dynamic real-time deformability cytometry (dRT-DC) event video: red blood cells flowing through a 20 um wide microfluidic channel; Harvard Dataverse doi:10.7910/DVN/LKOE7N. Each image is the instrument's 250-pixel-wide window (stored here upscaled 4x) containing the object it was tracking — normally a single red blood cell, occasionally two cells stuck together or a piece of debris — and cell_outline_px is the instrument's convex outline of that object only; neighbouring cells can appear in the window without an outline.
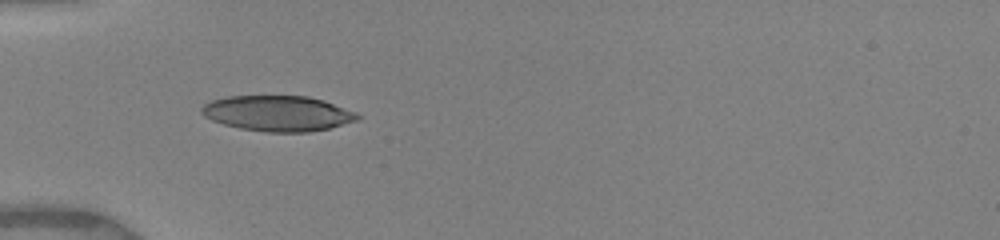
{"species": "human", "species_latin": "Homo sapiens", "temperature_condition": "warm", "stored_images_in_passage": 22, "camera_frame_rate_fps": 3000, "um_per_image_px": 0.085, "donor": {"sex": "female"}, "frame": {"image": 1, "passage_image": 1, "time_ms": 0.0, "image_size_px": [1000, 240], "cell_outline_px": [[360, 120], [328, 128], [308, 132], [264, 132], [240, 128], [224, 124], [212, 120], [204, 116], [200, 112], [200, 108], [204, 104], [212, 100], [228, 96], [308, 96], [324, 100], [356, 112], [360, 116]], "centroid_in_image_um": [23.61, 9.63], "position_along_channel_um": 61.4, "area_um2": 32.31}}
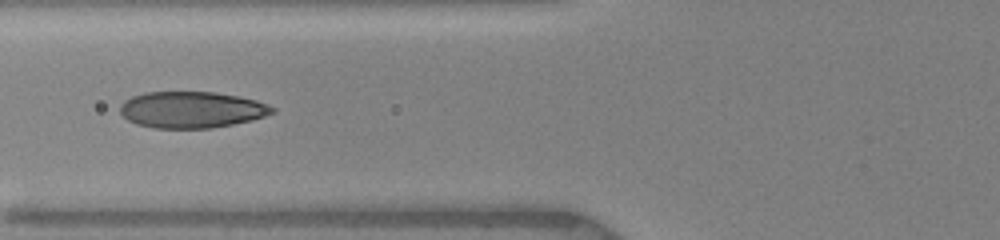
{"frame": {"image": 2, "passage_image": 7, "time_ms": 1.333, "image_size_px": [1000, 240], "cell_outline_px": [[276, 112], [252, 120], [212, 128], [156, 128], [136, 124], [128, 120], [120, 112], [120, 104], [124, 100], [132, 96], [144, 92], [216, 92], [240, 96], [256, 100], [276, 108]], "centroid_in_image_um": [16.29, 9.32], "position_along_channel_um": 109.5, "area_um2": 32.43}}
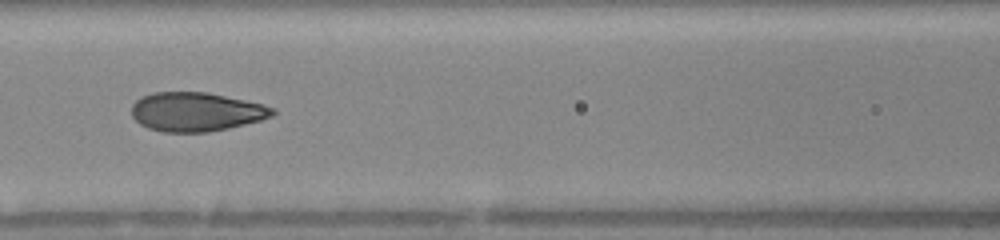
{"frame": {"image": 3, "passage_image": 13, "time_ms": 2.333, "image_size_px": [1000, 240], "cell_outline_px": [[276, 112], [272, 116], [260, 120], [228, 128], [208, 132], [164, 132], [148, 128], [140, 124], [132, 116], [132, 104], [140, 96], [152, 92], [208, 92], [264, 104], [276, 108]], "centroid_in_image_um": [16.67, 9.49], "position_along_channel_um": 149.9, "area_um2": 32.19}}